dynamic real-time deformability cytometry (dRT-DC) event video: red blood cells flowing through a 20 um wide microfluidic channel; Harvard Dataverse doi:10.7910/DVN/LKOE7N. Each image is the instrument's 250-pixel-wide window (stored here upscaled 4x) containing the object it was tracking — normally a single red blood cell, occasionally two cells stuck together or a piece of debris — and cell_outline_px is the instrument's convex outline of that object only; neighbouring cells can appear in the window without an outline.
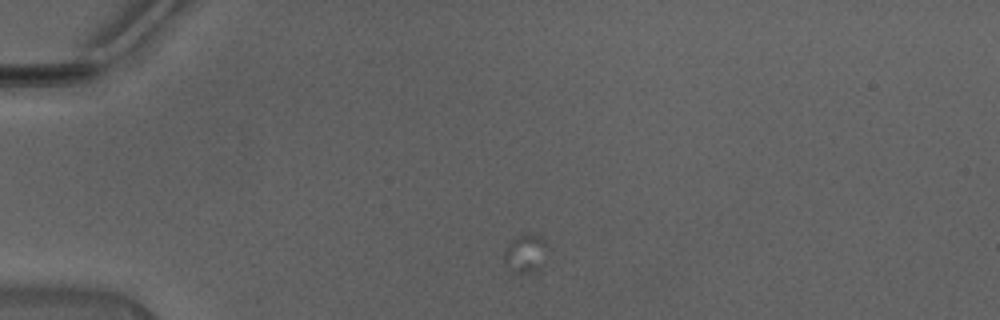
{"species": "Egyptian fruit bat (a non-hibernating species)", "species_latin": "Rousettus aegyptiacus", "temperature_condition": "warm", "stored_images_in_passage": 9, "camera_frame_rate_fps": 3000, "um_per_image_px": 0.085, "animal": {"sex": "male"}, "frame": {"image": 1, "passage_image": 1, "time_ms": 0.0, "image_size_px": [1000, 320], "cell_outline_px": [[552, 248], [536, 272], [516, 272], [504, 264], [504, 248], [512, 240], [528, 232], [532, 232], [540, 236]], "centroid_in_image_um": [44.73, 21.5], "position_along_channel_um": 40.3, "area_um2": 10.0}}